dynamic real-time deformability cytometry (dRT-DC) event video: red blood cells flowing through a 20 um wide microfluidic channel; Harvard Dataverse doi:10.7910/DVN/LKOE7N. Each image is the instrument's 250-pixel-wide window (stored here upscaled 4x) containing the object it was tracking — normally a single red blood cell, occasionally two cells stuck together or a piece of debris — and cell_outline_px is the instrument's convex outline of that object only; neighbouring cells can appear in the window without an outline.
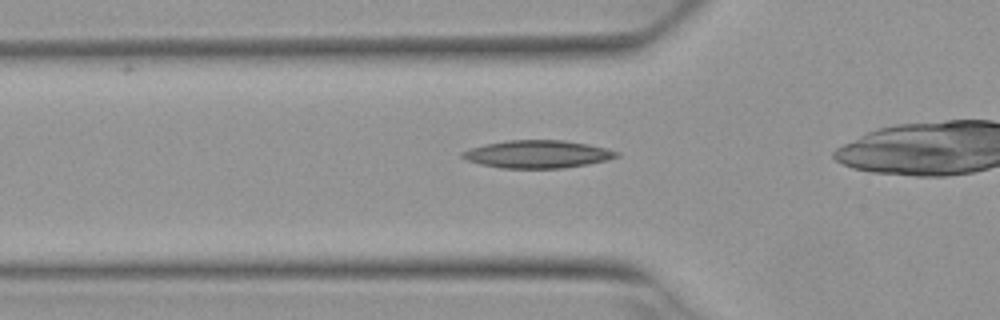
{"species": "Egyptian fruit bat (a non-hibernating species)", "species_latin": "Rousettus aegyptiacus", "temperature_condition": "warm", "stored_images_in_passage": 3, "camera_frame_rate_fps": 3000, "um_per_image_px": 0.085, "animal": {"sex": "female"}, "frame": {"image": 1, "passage_image": 3, "time_ms": 0.667, "image_size_px": [1000, 320], "cell_outline_px": [[620, 156], [608, 160], [588, 164], [564, 168], [500, 168], [480, 164], [468, 160], [460, 156], [460, 152], [468, 148], [484, 144], [508, 140], [564, 140], [588, 144], [620, 152]], "centroid_in_image_um": [45.67, 13.1], "position_along_channel_um": 80.1, "area_um2": 25.09}}